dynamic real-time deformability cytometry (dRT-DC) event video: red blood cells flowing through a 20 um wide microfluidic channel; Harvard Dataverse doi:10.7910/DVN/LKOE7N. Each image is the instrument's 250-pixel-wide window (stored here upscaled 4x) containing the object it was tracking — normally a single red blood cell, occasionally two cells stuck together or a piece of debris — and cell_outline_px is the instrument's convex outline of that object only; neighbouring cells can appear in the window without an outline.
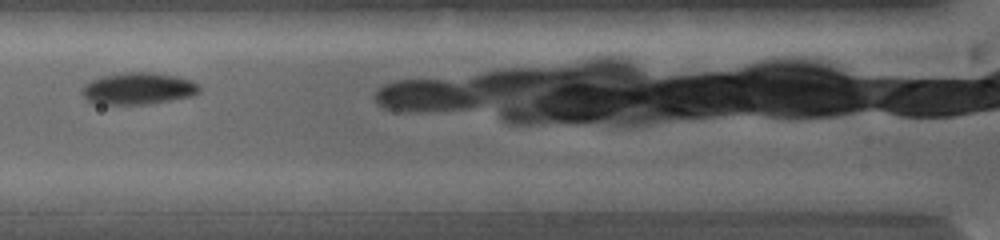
{"species": "common noctule bat (a hibernating species)", "species_latin": "Nyctalus noctula", "temperature_condition": "warm", "stored_images_in_passage": 7, "camera_frame_rate_fps": 5000, "um_per_image_px": 0.085, "animal": {"sex": "female", "body_mass_g": 19.0, "forearm_length_mm": 53.3}, "frame": {"image": 1, "passage_image": 6, "time_ms": 2.4, "image_size_px": [1000, 240], "cell_outline_px": [[200, 92], [192, 96], [148, 104], [92, 104], [84, 96], [84, 84], [100, 76], [124, 72], [152, 72], [176, 76], [192, 80], [200, 88]], "centroid_in_image_um": [11.75, 7.52], "position_along_channel_um": 114.0, "area_um2": 21.73}}